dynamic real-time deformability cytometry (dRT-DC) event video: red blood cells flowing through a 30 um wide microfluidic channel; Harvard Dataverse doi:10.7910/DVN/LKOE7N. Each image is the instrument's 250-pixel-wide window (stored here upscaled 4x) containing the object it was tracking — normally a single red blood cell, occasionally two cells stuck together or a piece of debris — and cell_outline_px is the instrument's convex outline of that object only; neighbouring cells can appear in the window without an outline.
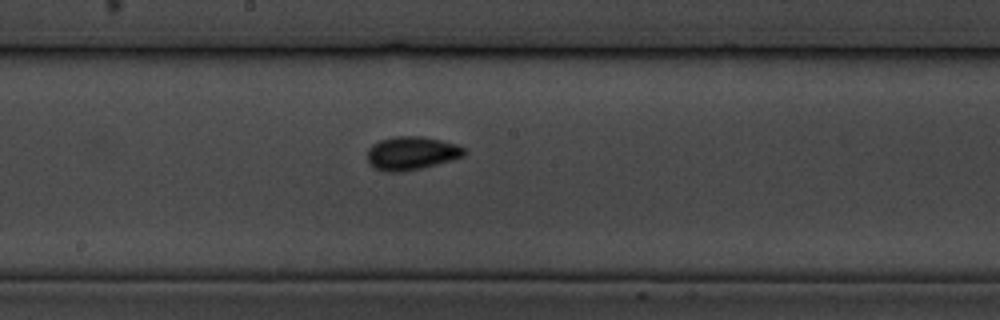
{"species": "common noctule bat (a hibernating species)", "species_latin": "Nyctalus noctula", "temperature_condition": "cold", "stored_images_in_passage": 8, "segment_of_instrument_passage": [2, 2], "camera_frame_rate_fps": 3000, "um_per_image_px": 0.085, "animal": {"sex": "male", "body_mass_g": 19.5, "forearm_length_mm": 54.6}, "frame": {"image": 1, "passage_image": 8, "time_ms": 9.0, "image_size_px": [1000, 320], "cell_outline_px": [[468, 152], [464, 156], [452, 160], [404, 172], [384, 172], [368, 164], [368, 148], [372, 144], [380, 140], [396, 136], [424, 136], [456, 144], [464, 148]], "centroid_in_image_um": [34.98, 13.02], "position_along_channel_um": 213.2, "area_um2": 18.96}}